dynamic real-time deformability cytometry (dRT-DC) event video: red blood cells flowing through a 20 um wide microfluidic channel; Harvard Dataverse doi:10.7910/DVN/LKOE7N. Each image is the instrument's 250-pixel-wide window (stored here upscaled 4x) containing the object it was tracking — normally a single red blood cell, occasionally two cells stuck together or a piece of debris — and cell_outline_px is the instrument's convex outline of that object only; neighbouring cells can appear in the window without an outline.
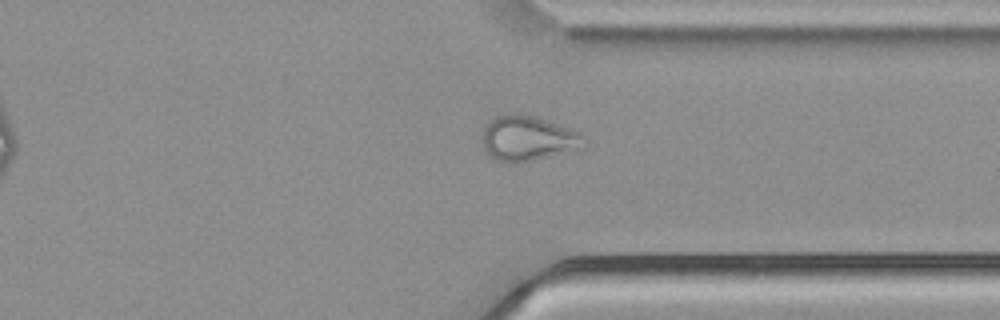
{"species": "common noctule bat (a hibernating species)", "species_latin": "Nyctalus noctula", "temperature_condition": "cold", "stored_images_in_passage": 34, "camera_frame_rate_fps": 3000, "um_per_image_px": 0.085, "animal": {"sex": "male", "body_mass_g": 21.5, "forearm_length_mm": 52.0}, "frame": {"image": 1, "passage_image": 29, "time_ms": 9.333, "image_size_px": [1000, 320], "cell_outline_px": [[588, 144], [584, 148], [516, 164], [496, 160], [484, 148], [484, 128], [496, 116], [504, 112], [516, 112], [536, 116], [576, 132], [584, 136], [588, 140]], "centroid_in_image_um": [44.9, 11.76], "position_along_channel_um": 366.5, "area_um2": 26.7}, "authors_computed_cell_mechanics": {"area_um2": 25.5765, "velocity_mm_per_s": 3.8035, "shape_relaxation_time_tau1_ms": null, "shape_relaxation_time_tau2_ms": 2.1758, "deformation_change_tau1": null, "deformation_change_tau2": 0.089}}